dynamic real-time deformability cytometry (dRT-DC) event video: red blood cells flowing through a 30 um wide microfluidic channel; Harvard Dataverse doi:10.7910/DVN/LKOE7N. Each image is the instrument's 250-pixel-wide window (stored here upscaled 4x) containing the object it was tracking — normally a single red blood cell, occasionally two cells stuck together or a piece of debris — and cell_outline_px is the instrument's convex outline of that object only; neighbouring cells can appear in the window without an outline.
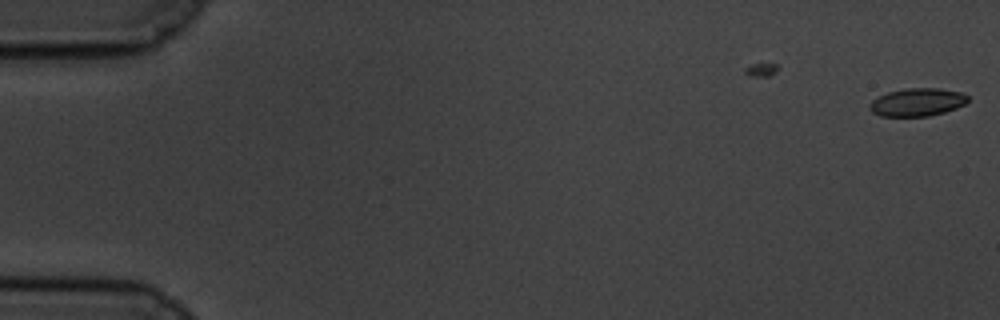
{"species": "common noctule bat (a hibernating species)", "species_latin": "Nyctalus noctula", "temperature_condition": "cold", "stored_images_in_passage": 6, "camera_frame_rate_fps": 3000, "um_per_image_px": 0.085, "animal": {"sex": "male", "body_mass_g": 19.5, "forearm_length_mm": 54.6}, "frame": {"image": 1, "passage_image": 6, "time_ms": 1.667, "image_size_px": [1000, 320], "cell_outline_px": [[968, 100], [964, 104], [956, 108], [944, 112], [928, 116], [880, 116], [872, 112], [868, 108], [868, 104], [872, 100], [888, 92], [904, 88], [940, 88], [960, 92], [968, 96]], "centroid_in_image_um": [77.94, 8.68], "position_along_channel_um": 7.1, "area_um2": 16.01}}